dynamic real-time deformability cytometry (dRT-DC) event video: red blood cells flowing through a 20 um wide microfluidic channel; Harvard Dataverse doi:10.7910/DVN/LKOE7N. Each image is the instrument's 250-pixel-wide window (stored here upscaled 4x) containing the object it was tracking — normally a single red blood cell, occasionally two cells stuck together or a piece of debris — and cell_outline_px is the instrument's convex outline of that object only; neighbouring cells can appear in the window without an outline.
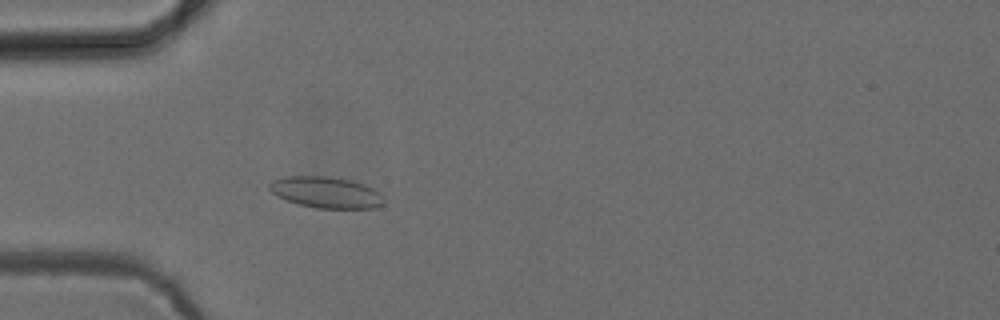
{"species": "common noctule bat (a hibernating species)", "species_latin": "Nyctalus noctula", "temperature_condition": "cold", "stored_images_in_passage": 35, "camera_frame_rate_fps": 3000, "um_per_image_px": 0.085, "animal": {"sex": "female", "body_mass_g": 24.6, "forearm_length_mm": 56.2}, "frame": {"image": 1, "passage_image": 5, "time_ms": 1.333, "image_size_px": [1000, 320], "cell_outline_px": [[384, 204], [376, 208], [316, 208], [300, 204], [276, 196], [268, 188], [268, 184], [272, 180], [288, 176], [328, 176], [352, 180], [364, 184], [380, 192], [384, 196]], "centroid_in_image_um": [27.74, 16.34], "position_along_channel_um": 57.3, "area_um2": 20.98}}
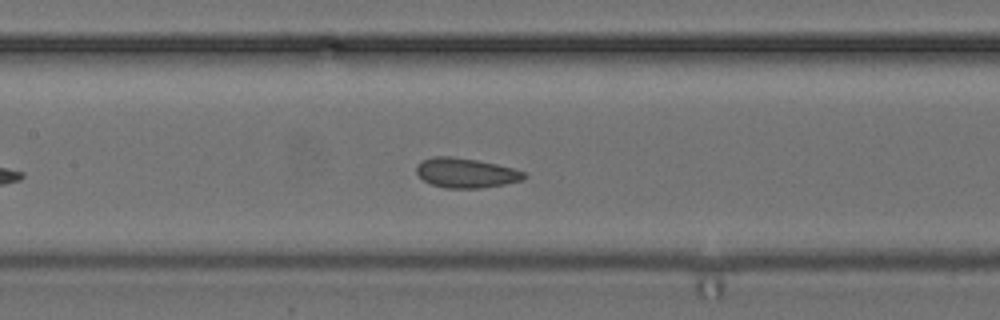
{"frame": {"image": 2, "passage_image": 14, "time_ms": 4.333, "image_size_px": [1000, 320], "cell_outline_px": [[528, 176], [524, 180], [504, 184], [480, 188], [444, 188], [432, 184], [424, 180], [416, 172], [416, 168], [420, 160], [432, 156], [452, 156], [476, 160], [496, 164], [512, 168], [524, 172]], "centroid_in_image_um": [39.59, 14.69], "position_along_channel_um": 167.8, "area_um2": 18.67}}
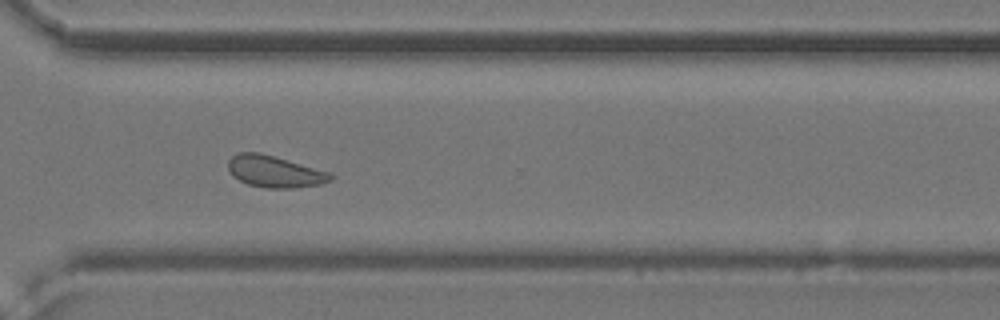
{"frame": {"image": 3, "passage_image": 28, "time_ms": 9.0, "image_size_px": [1000, 320], "cell_outline_px": [[336, 176], [332, 180], [320, 184], [292, 188], [268, 188], [248, 184], [232, 176], [228, 168], [228, 160], [232, 156], [240, 152], [260, 152], [328, 172]], "centroid_in_image_um": [23.33, 14.58], "position_along_channel_um": 347.3, "area_um2": 18.73}, "authors_computed_cell_mechanics": {"area_um2": 19.0162, "velocity_mm_per_s": 3.8565, "shape_relaxation_time_tau1_ms": 6.4072, "shape_relaxation_time_tau2_ms": 1.3253, "deformation_change_tau1": 0.0798, "deformation_change_tau2": 0.0758}}